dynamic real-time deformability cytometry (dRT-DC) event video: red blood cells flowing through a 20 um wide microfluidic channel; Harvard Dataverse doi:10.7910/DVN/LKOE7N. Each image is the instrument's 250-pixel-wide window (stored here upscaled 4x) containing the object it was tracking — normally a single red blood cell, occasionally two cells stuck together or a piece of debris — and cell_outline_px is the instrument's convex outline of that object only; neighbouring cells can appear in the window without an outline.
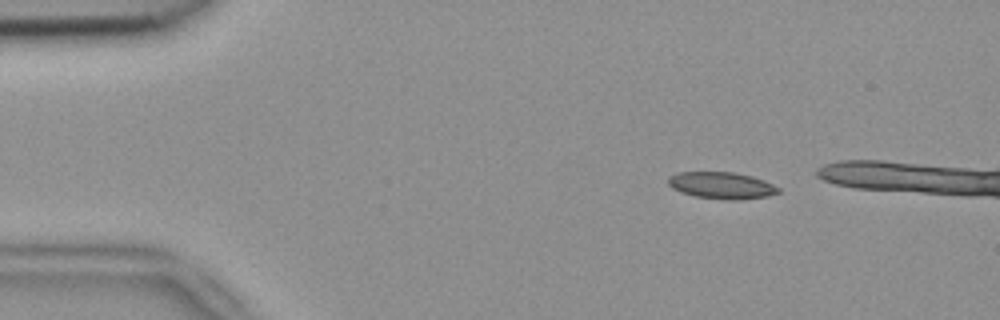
{"species": "common noctule bat (a hibernating species)", "species_latin": "Nyctalus noctula", "temperature_condition": "room temperature", "stored_images_in_passage": 37, "camera_frame_rate_fps": 3000, "um_per_image_px": 0.085, "animal": {"sex": "female", "body_mass_g": 18.4}, "frame": {"image": 1, "passage_image": 1, "time_ms": 0.0, "image_size_px": [1000, 320], "cell_outline_px": [[780, 192], [768, 196], [740, 200], [724, 200], [696, 196], [680, 192], [672, 188], [668, 184], [668, 176], [676, 172], [736, 172], [752, 176], [764, 180], [780, 188]], "centroid_in_image_um": [61.33, 15.76], "position_along_channel_um": 23.7, "area_um2": 17.4}}
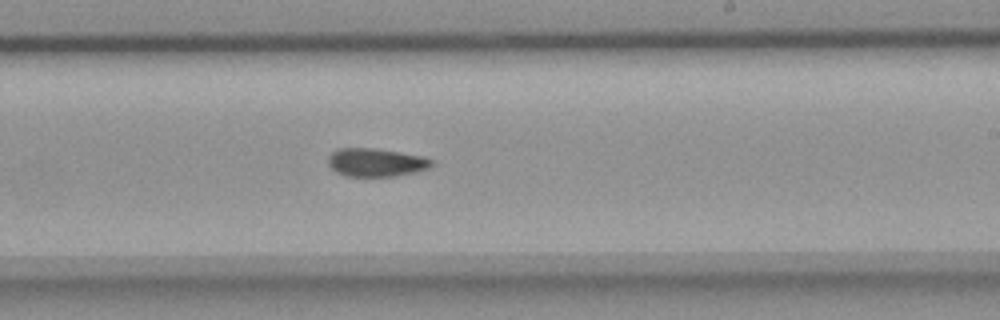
{"frame": {"image": 2, "passage_image": 25, "time_ms": 8.0, "image_size_px": [1000, 320], "cell_outline_px": [[436, 164], [428, 168], [416, 172], [396, 176], [348, 176], [336, 172], [328, 164], [328, 156], [336, 148], [372, 148], [400, 152], [424, 156], [432, 160]], "centroid_in_image_um": [31.98, 13.8], "position_along_channel_um": 257.0, "area_um2": 17.17}}
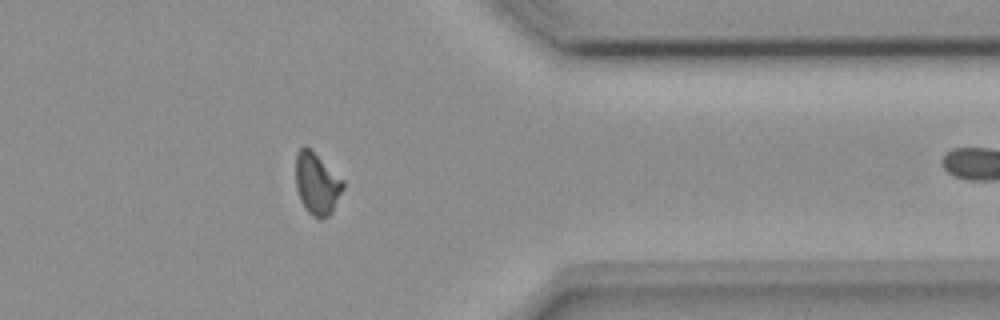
{"frame": {"image": 3, "passage_image": 36, "time_ms": 11.667, "image_size_px": [1000, 320], "cell_outline_px": [[344, 188], [332, 212], [328, 216], [320, 220], [312, 216], [304, 208], [300, 200], [296, 188], [296, 152], [304, 144], [344, 180]], "centroid_in_image_um": [26.93, 15.64], "position_along_channel_um": 384.5, "area_um2": 17.11}}